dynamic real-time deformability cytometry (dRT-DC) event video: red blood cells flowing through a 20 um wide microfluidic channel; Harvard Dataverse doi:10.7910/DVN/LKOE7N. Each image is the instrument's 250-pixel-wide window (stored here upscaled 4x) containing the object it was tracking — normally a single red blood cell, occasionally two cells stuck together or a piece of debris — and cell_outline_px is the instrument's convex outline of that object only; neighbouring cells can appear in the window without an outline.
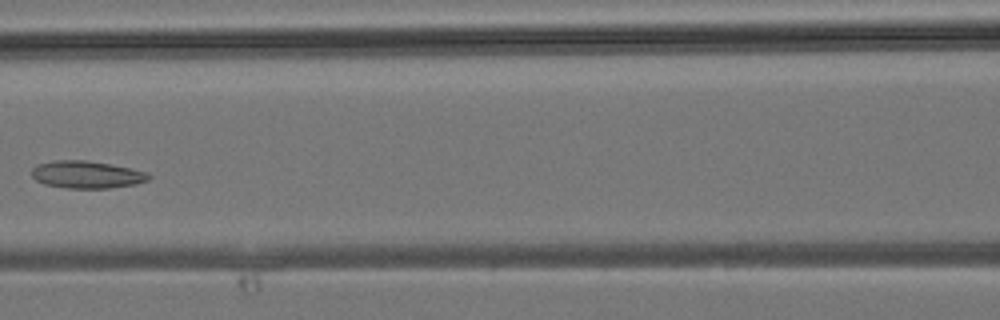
{"species": "common noctule bat (a hibernating species)", "species_latin": "Nyctalus noctula", "temperature_condition": "room temperature", "stored_images_in_passage": 32, "camera_frame_rate_fps": 3000, "um_per_image_px": 0.085, "animal": {"sex": "male", "body_mass_g": 19.2, "forearm_length_mm": 51.8}, "frame": {"image": 1, "passage_image": 12, "time_ms": 3.667, "image_size_px": [1000, 320], "cell_outline_px": [[152, 176], [148, 180], [136, 184], [108, 188], [68, 188], [44, 184], [36, 180], [32, 176], [32, 168], [36, 164], [56, 160], [84, 160], [108, 164], [148, 172]], "centroid_in_image_um": [7.36, 14.84], "position_along_channel_um": 159.2, "area_um2": 18.55}}
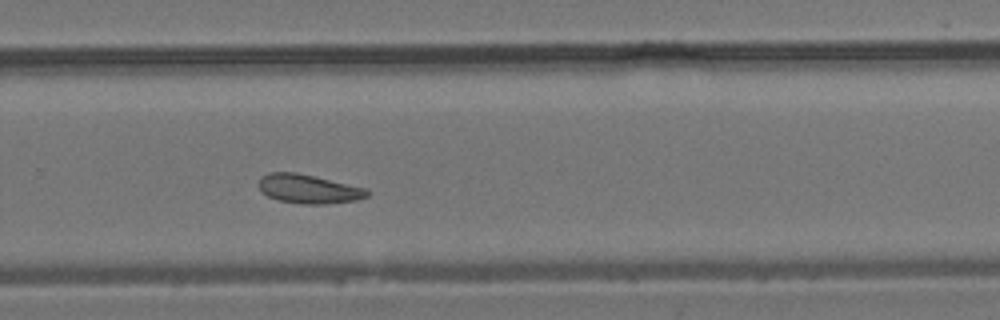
{"frame": {"image": 2, "passage_image": 20, "time_ms": 6.333, "image_size_px": [1000, 320], "cell_outline_px": [[368, 196], [356, 200], [324, 204], [304, 204], [280, 200], [268, 196], [260, 192], [256, 184], [260, 176], [268, 172], [296, 172], [368, 188]], "centroid_in_image_um": [26.17, 16.04], "position_along_channel_um": 303.6, "area_um2": 18.5}}
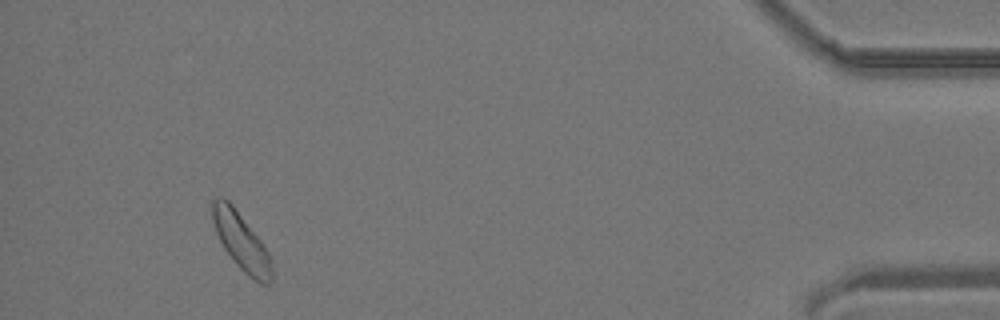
{"frame": {"image": 3, "passage_image": 30, "time_ms": 9.667, "image_size_px": [1000, 320], "cell_outline_px": [[272, 280], [268, 284], [260, 284], [248, 276], [236, 264], [224, 248], [216, 232], [212, 220], [212, 200], [216, 196], [220, 196], [228, 200], [232, 204], [260, 240], [268, 252], [272, 268]], "centroid_in_image_um": [20.49, 20.53], "position_along_channel_um": 414.7, "area_um2": 19.54}}